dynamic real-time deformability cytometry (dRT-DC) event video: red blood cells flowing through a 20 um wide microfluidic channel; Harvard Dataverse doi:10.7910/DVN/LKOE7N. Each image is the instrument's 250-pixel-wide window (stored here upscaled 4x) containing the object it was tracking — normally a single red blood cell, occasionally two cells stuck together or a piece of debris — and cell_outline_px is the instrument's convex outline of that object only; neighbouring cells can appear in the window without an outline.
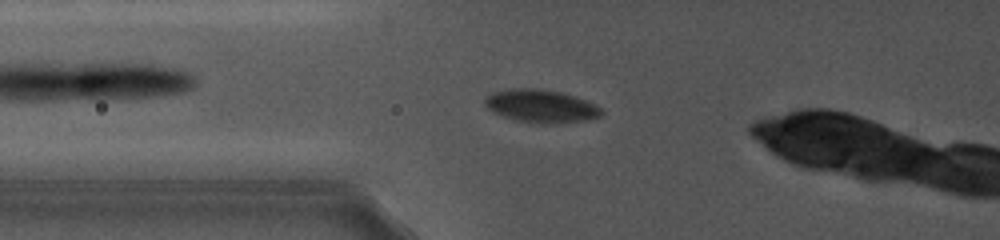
{"species": "common noctule bat (a hibernating species)", "species_latin": "Nyctalus noctula", "temperature_condition": "cold", "stored_images_in_passage": 10, "camera_frame_rate_fps": 5000, "um_per_image_px": 0.085, "animal": {"sex": "female", "body_mass_g": 19.0, "forearm_length_mm": 56.7}, "frame": {"image": 1, "passage_image": 4, "time_ms": 1.8, "image_size_px": [1000, 240], "cell_outline_px": [[604, 112], [600, 116], [584, 120], [552, 124], [532, 124], [516, 120], [492, 112], [484, 104], [484, 96], [492, 92], [508, 88], [536, 88], [560, 92], [576, 96], [600, 108]], "centroid_in_image_um": [45.91, 9.02], "position_along_channel_um": 79.9, "area_um2": 22.54}}
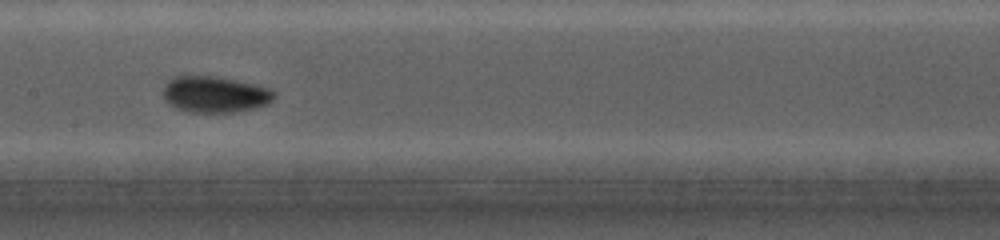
{"frame": {"image": 2, "passage_image": 7, "time_ms": 4.8, "image_size_px": [1000, 240], "cell_outline_px": [[276, 96], [268, 104], [236, 112], [192, 112], [176, 108], [168, 104], [164, 100], [164, 84], [172, 76], [216, 76], [256, 84], [272, 88], [276, 92]], "centroid_in_image_um": [18.28, 8.01], "position_along_channel_um": 189.1, "area_um2": 23.7}}
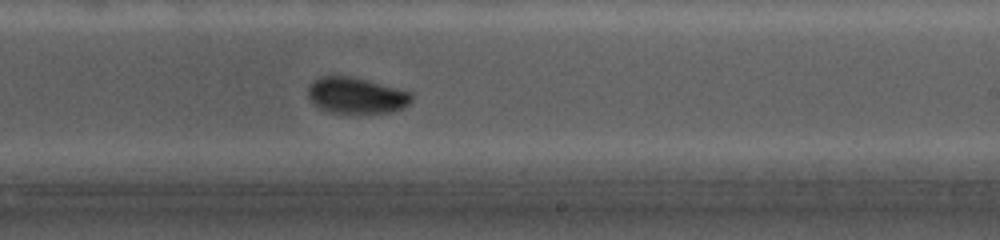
{"frame": {"image": 3, "passage_image": 9, "time_ms": 6.6, "image_size_px": [1000, 240], "cell_outline_px": [[412, 100], [404, 108], [388, 112], [328, 112], [320, 108], [308, 96], [308, 84], [320, 76], [348, 76], [412, 92]], "centroid_in_image_um": [30.27, 8.11], "position_along_channel_um": 258.7, "area_um2": 21.33}}